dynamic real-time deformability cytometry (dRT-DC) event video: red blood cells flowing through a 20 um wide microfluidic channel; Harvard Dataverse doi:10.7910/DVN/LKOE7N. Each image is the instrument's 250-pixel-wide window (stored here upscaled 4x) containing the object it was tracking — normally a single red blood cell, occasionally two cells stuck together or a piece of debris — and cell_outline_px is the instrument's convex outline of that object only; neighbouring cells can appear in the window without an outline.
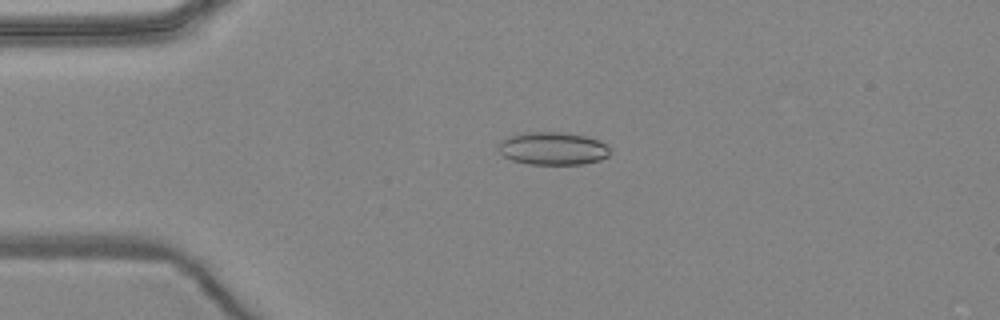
{"species": "common noctule bat (a hibernating species)", "species_latin": "Nyctalus noctula", "temperature_condition": "warm", "stored_images_in_passage": 3, "camera_frame_rate_fps": 3000, "um_per_image_px": 0.085, "animal": {"sex": "female", "body_mass_g": 24.6, "forearm_length_mm": 56.2}, "frame": {"image": 1, "passage_image": 2, "time_ms": 1.0, "image_size_px": [1000, 320], "cell_outline_px": [[612, 152], [608, 156], [600, 160], [584, 164], [528, 164], [512, 160], [504, 156], [500, 152], [500, 140], [504, 136], [524, 132], [560, 132], [588, 136], [600, 140]], "centroid_in_image_um": [46.99, 12.61], "position_along_channel_um": 38.0, "area_um2": 21.56}}